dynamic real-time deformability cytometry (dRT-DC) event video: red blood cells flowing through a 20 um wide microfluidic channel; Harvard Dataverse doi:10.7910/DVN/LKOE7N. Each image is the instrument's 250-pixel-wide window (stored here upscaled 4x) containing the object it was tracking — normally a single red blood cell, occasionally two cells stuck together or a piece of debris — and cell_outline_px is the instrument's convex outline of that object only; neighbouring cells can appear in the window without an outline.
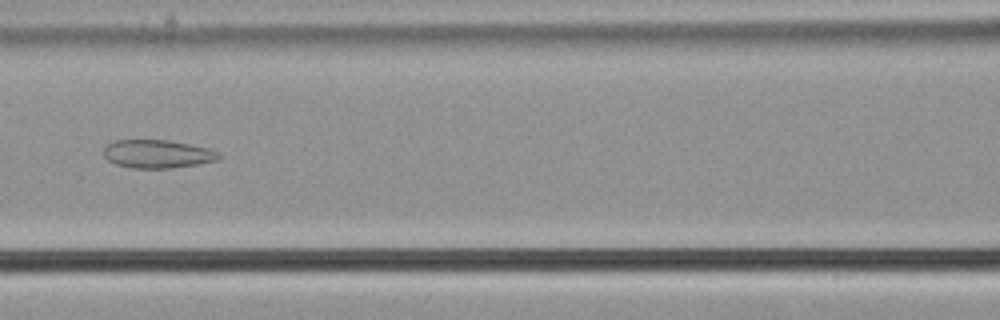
{"species": "common noctule bat (a hibernating species)", "species_latin": "Nyctalus noctula", "temperature_condition": "cold", "stored_images_in_passage": 48, "camera_frame_rate_fps": 3000, "um_per_image_px": 0.085, "animal": {"sex": "male", "body_mass_g": 21.5, "forearm_length_mm": 52.0}, "frame": {"image": 1, "passage_image": 18, "time_ms": 5.667, "image_size_px": [1000, 320], "cell_outline_px": [[220, 156], [216, 160], [196, 164], [168, 168], [132, 168], [116, 164], [108, 160], [104, 156], [104, 148], [112, 140], [168, 140], [208, 148], [220, 152]], "centroid_in_image_um": [13.35, 13.08], "position_along_channel_um": 153.2, "area_um2": 18.79}}
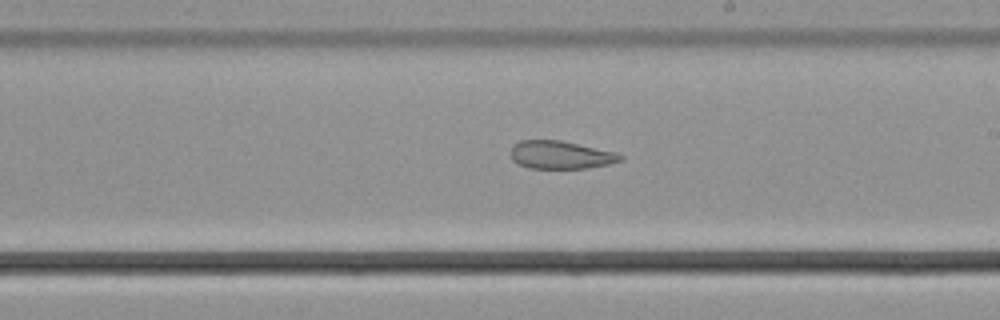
{"frame": {"image": 2, "passage_image": 25, "time_ms": 8.0, "image_size_px": [1000, 320], "cell_outline_px": [[624, 160], [608, 164], [588, 168], [528, 168], [512, 160], [512, 148], [520, 140], [560, 140], [616, 152], [624, 156]], "centroid_in_image_um": [47.7, 13.17], "position_along_channel_um": 241.3, "area_um2": 17.74}}
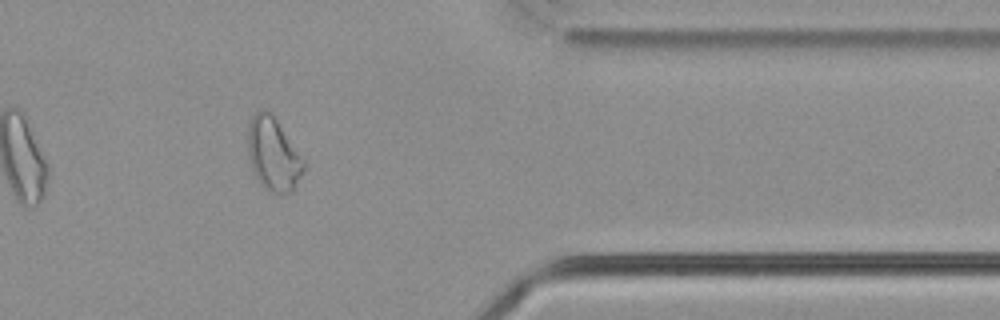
{"frame": {"image": 3, "passage_image": 38, "time_ms": 12.333, "image_size_px": [1000, 320], "cell_outline_px": [[304, 168], [292, 192], [272, 192], [264, 188], [260, 184], [252, 172], [248, 156], [248, 124], [252, 116], [260, 108], [268, 108], [272, 112], [304, 160]], "centroid_in_image_um": [23.19, 13.05], "position_along_channel_um": 388.2, "area_um2": 23.93}, "authors_computed_cell_mechanics": {"area_um2": 23.2356, "velocity_mm_per_s": 3.788, "shape_relaxation_time_tau1_ms": null, "shape_relaxation_time_tau2_ms": 4.4042, "deformation_change_tau1": null, "deformation_change_tau2": 0.131}}